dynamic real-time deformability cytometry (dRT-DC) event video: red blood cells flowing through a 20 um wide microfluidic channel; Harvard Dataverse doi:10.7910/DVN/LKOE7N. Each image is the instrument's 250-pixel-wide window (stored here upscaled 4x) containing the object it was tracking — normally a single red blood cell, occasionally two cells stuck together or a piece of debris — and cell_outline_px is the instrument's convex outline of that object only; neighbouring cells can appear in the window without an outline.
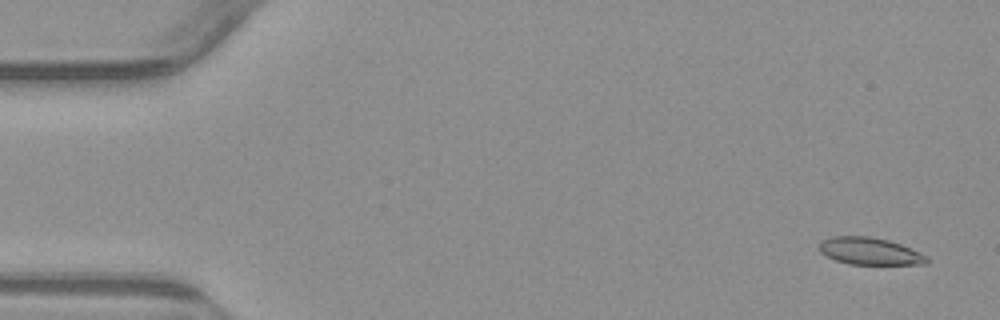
{"species": "common noctule bat (a hibernating species)", "species_latin": "Nyctalus noctula", "temperature_condition": "warm", "stored_images_in_passage": 54, "camera_frame_rate_fps": 3000, "um_per_image_px": 0.085, "animal": {"sex": "male", "body_mass_g": 23.1, "forearm_length_mm": 52.7}, "frame": {"image": 1, "passage_image": 3, "time_ms": 0.667, "image_size_px": [1000, 320], "cell_outline_px": [[928, 264], [848, 264], [824, 256], [820, 252], [820, 244], [824, 240], [832, 236], [868, 236], [888, 240], [900, 244], [928, 256]], "centroid_in_image_um": [73.92, 21.35], "position_along_channel_um": 11.1, "area_um2": 16.94}}
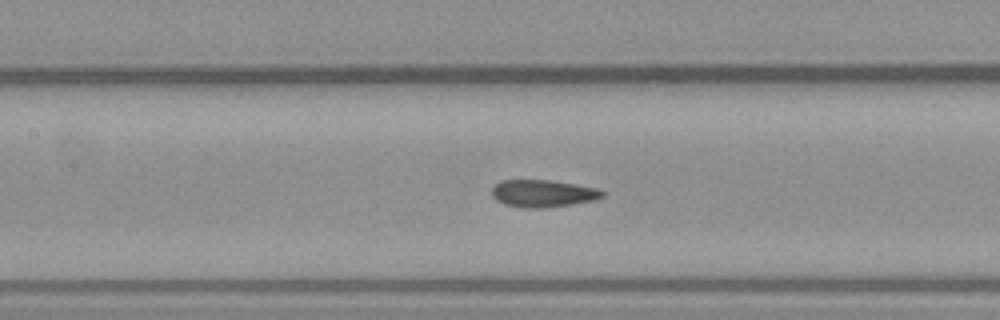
{"frame": {"image": 2, "passage_image": 25, "time_ms": 8.0, "image_size_px": [1000, 320], "cell_outline_px": [[604, 196], [596, 200], [572, 204], [540, 208], [528, 208], [504, 204], [496, 200], [492, 196], [492, 188], [500, 180], [548, 180], [596, 188], [604, 192]], "centroid_in_image_um": [46.13, 16.44], "position_along_channel_um": 161.3, "area_um2": 17.4}}
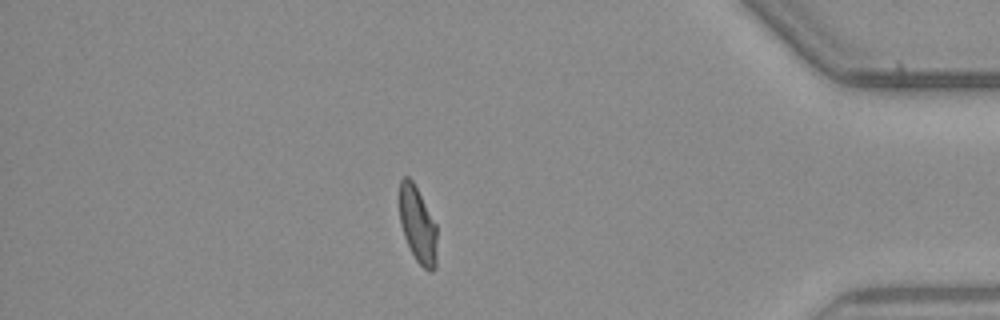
{"frame": {"image": 3, "passage_image": 47, "time_ms": 15.333, "image_size_px": [1000, 320], "cell_outline_px": [[436, 268], [432, 272], [428, 272], [416, 260], [404, 236], [400, 224], [400, 180], [404, 176], [408, 176], [412, 180], [436, 224]], "centroid_in_image_um": [35.51, 19.13], "position_along_channel_um": 399.7, "area_um2": 16.47}, "authors_computed_cell_mechanics": {"area_um2": 17.4845, "velocity_mm_per_s": 3.8276, "shape_relaxation_time_tau1_ms": null, "shape_relaxation_time_tau2_ms": 1.9625, "deformation_change_tau1": null, "deformation_change_tau2": 0.091}}